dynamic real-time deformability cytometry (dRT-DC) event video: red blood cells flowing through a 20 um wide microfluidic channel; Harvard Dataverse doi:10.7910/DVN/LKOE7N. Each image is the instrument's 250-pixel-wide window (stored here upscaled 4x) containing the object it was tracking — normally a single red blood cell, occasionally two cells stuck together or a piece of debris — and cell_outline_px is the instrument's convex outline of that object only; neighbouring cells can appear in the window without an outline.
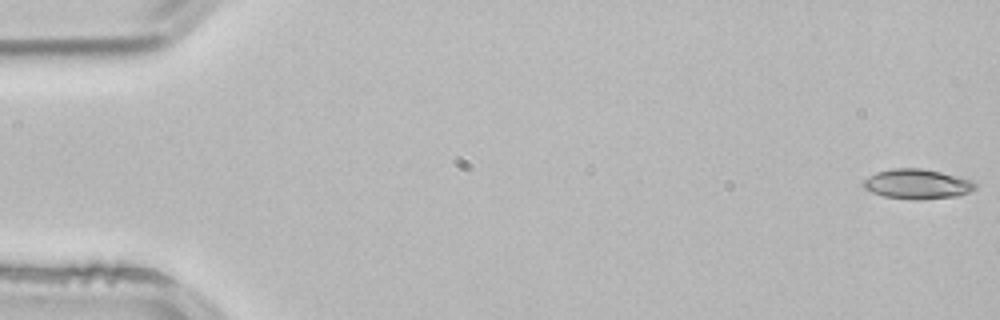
{"species": "common noctule bat (a hibernating species)", "species_latin": "Nyctalus noctula", "temperature_condition": "room temperature", "stored_images_in_passage": 4, "camera_frame_rate_fps": 3000, "um_per_image_px": 0.085, "animal": {"sex": "male", "body_mass_g": 21.5, "forearm_length_mm": 52.0}, "frame": {"image": 1, "passage_image": 1, "time_ms": 0.0, "image_size_px": [1000, 320], "cell_outline_px": [[976, 188], [972, 192], [956, 196], [916, 200], [912, 200], [884, 196], [872, 192], [864, 188], [860, 184], [868, 176], [876, 172], [892, 168], [920, 168], [940, 172], [972, 180], [976, 184]], "centroid_in_image_um": [77.94, 15.64], "position_along_channel_um": 7.1, "area_um2": 19.54}}
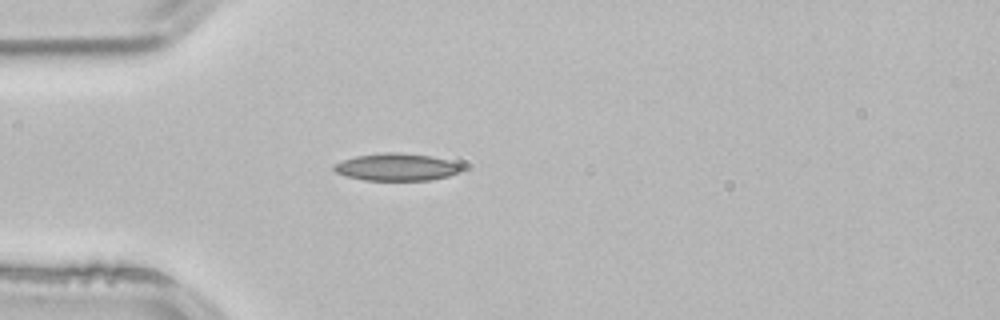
{"frame": {"image": 2, "passage_image": 4, "time_ms": 1.0, "image_size_px": [1000, 320], "cell_outline_px": [[460, 172], [448, 176], [432, 180], [364, 180], [344, 176], [336, 172], [332, 168], [332, 164], [340, 160], [356, 156], [384, 152], [400, 152], [432, 156], [448, 160], [460, 164]], "centroid_in_image_um": [33.65, 14.19], "position_along_channel_um": 51.4, "area_um2": 20.52}}